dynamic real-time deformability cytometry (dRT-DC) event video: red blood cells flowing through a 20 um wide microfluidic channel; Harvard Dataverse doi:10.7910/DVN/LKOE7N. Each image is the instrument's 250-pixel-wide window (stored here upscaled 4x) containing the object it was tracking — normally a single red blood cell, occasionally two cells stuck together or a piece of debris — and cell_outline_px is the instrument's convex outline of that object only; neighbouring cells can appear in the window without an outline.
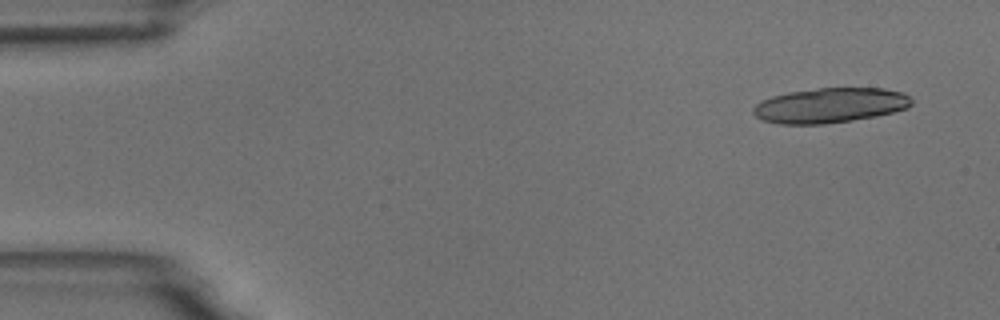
{"species": "common noctule bat (a hibernating species)", "species_latin": "Nyctalus noctula", "temperature_condition": "room temperature", "stored_images_in_passage": 8, "camera_frame_rate_fps": 3000, "um_per_image_px": 0.085, "animal": {"sex": "male", "body_mass_g": 18.8}, "frame": {"image": 1, "passage_image": 1, "time_ms": 0.0, "image_size_px": [1000, 320], "cell_outline_px": [[912, 104], [908, 108], [876, 116], [852, 120], [824, 124], [780, 124], [764, 120], [756, 116], [752, 112], [752, 108], [756, 104], [772, 96], [788, 92], [816, 88], [884, 88], [904, 92], [912, 100]], "centroid_in_image_um": [70.57, 8.95], "position_along_channel_um": 14.4, "area_um2": 32.25}}
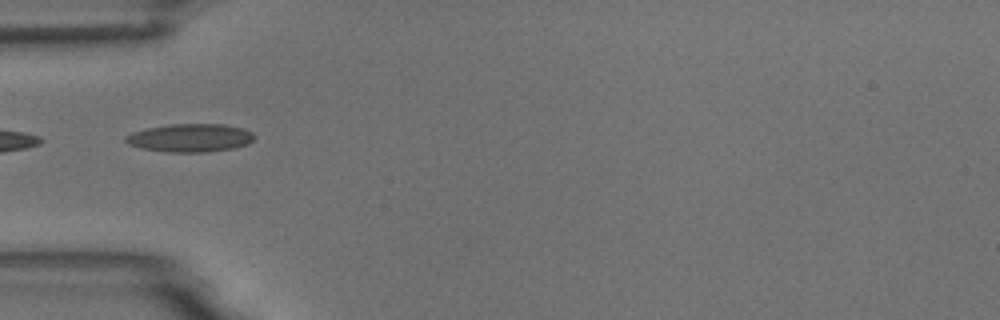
{"frame": {"image": 2, "passage_image": 5, "time_ms": 4.667, "image_size_px": [1000, 320], "cell_outline_px": [[256, 136], [248, 144], [236, 148], [204, 152], [168, 152], [144, 148], [128, 144], [124, 140], [124, 136], [132, 132], [148, 128], [172, 124], [224, 124], [244, 128], [252, 132]], "centroid_in_image_um": [16.2, 11.71], "position_along_channel_um": 68.8, "area_um2": 21.15}}